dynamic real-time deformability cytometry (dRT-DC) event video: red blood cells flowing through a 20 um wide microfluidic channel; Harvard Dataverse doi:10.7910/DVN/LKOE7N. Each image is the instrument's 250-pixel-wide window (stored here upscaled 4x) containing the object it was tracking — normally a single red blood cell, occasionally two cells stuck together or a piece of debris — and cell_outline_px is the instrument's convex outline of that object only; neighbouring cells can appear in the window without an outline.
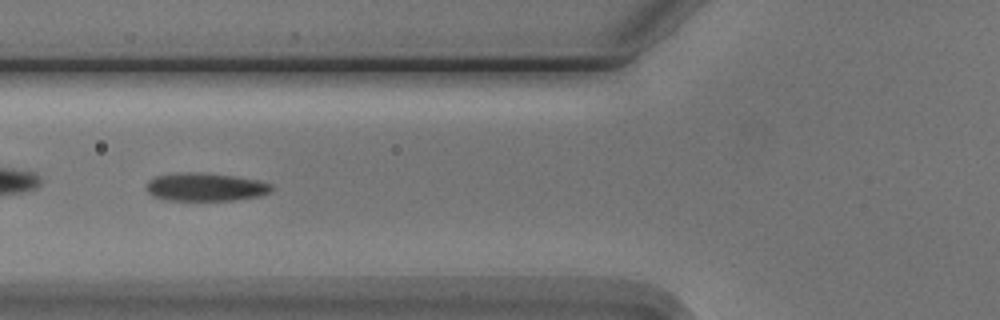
{"species": "Egyptian fruit bat (a non-hibernating species)", "species_latin": "Rousettus aegyptiacus", "temperature_condition": "cold", "stored_images_in_passage": 4, "camera_frame_rate_fps": 3000, "um_per_image_px": 0.085, "animal": {"sex": "male"}, "frame": {"image": 1, "passage_image": 2, "time_ms": 1.333, "image_size_px": [1000, 320], "cell_outline_px": [[276, 188], [272, 192], [260, 196], [236, 200], [164, 200], [152, 196], [148, 192], [148, 180], [156, 176], [172, 172], [200, 172], [232, 176], [260, 180], [272, 184]], "centroid_in_image_um": [17.5, 15.89], "position_along_channel_um": 108.3, "area_um2": 20.87}}
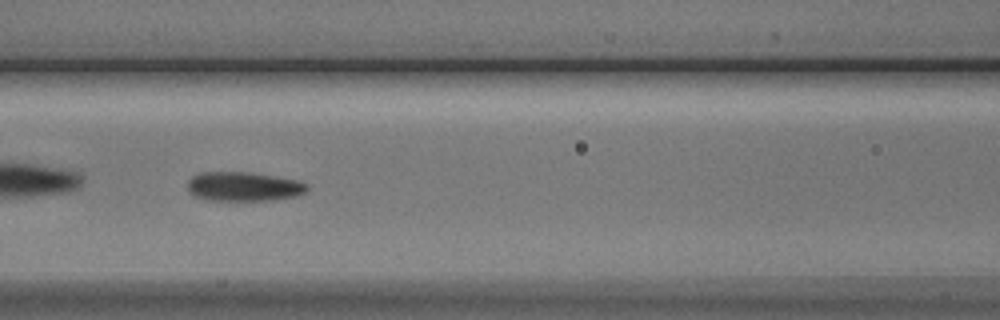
{"frame": {"image": 2, "passage_image": 3, "time_ms": 2.333, "image_size_px": [1000, 320], "cell_outline_px": [[308, 188], [304, 192], [296, 196], [272, 200], [204, 200], [188, 192], [188, 180], [192, 176], [200, 172], [252, 172], [300, 180], [308, 184]], "centroid_in_image_um": [20.71, 15.84], "position_along_channel_um": 145.9, "area_um2": 20.58}}
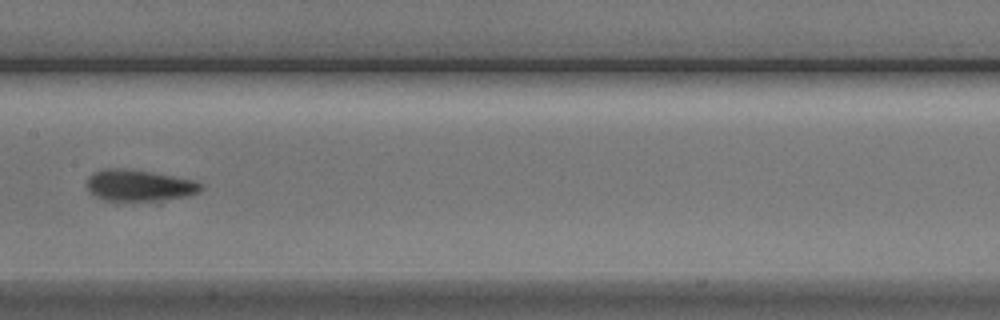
{"frame": {"image": 3, "passage_image": 4, "time_ms": 3.667, "image_size_px": [1000, 320], "cell_outline_px": [[204, 188], [200, 192], [188, 196], [152, 200], [104, 200], [96, 196], [88, 188], [88, 176], [104, 168], [132, 168], [192, 180], [204, 184]], "centroid_in_image_um": [11.86, 15.74], "position_along_channel_um": 195.5, "area_um2": 20.63}}